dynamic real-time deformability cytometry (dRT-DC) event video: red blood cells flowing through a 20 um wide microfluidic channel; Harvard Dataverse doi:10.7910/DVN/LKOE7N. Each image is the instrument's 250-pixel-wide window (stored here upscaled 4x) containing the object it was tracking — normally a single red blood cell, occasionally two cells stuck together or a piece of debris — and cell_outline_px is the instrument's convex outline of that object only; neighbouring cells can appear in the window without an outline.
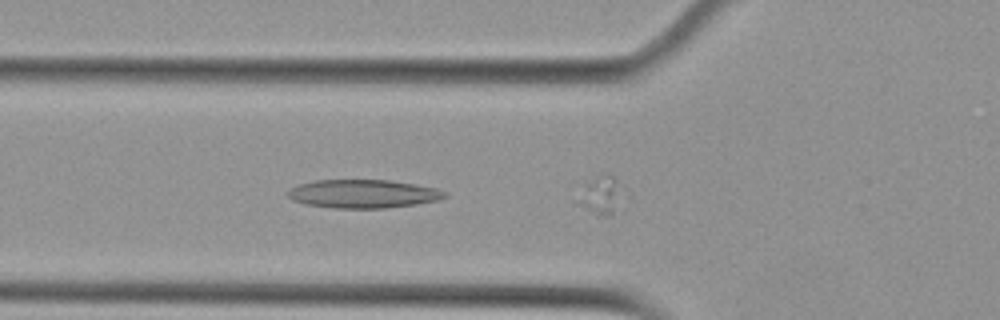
{"species": "Egyptian fruit bat (a non-hibernating species)", "species_latin": "Rousettus aegyptiacus", "temperature_condition": "cold", "stored_images_in_passage": 10, "camera_frame_rate_fps": 3000, "um_per_image_px": 0.085, "animal": {"sex": "female"}, "frame": {"image": 1, "passage_image": 3, "time_ms": 0.667, "image_size_px": [1000, 320], "cell_outline_px": [[448, 196], [436, 200], [416, 204], [384, 208], [336, 208], [304, 204], [292, 200], [288, 196], [288, 192], [292, 188], [300, 184], [316, 180], [388, 180], [416, 184], [436, 188], [448, 192]], "centroid_in_image_um": [30.89, 16.47], "position_along_channel_um": 94.9, "area_um2": 25.89}}
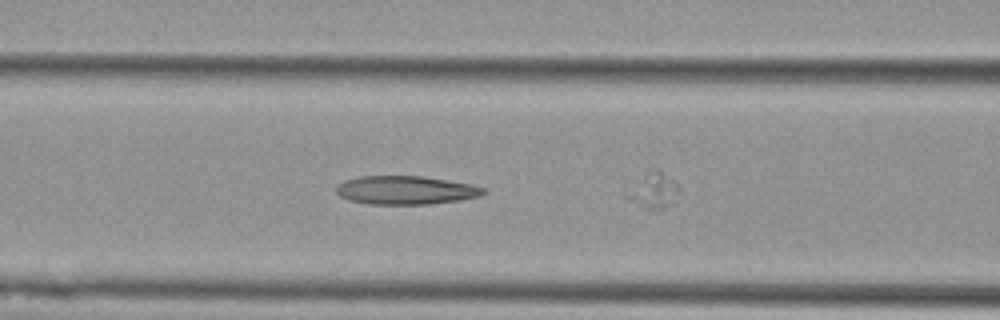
{"frame": {"image": 2, "passage_image": 6, "time_ms": 1.667, "image_size_px": [1000, 320], "cell_outline_px": [[488, 192], [480, 196], [460, 200], [428, 204], [368, 204], [352, 200], [340, 196], [336, 192], [336, 184], [344, 180], [360, 176], [424, 176], [472, 184], [484, 188]], "centroid_in_image_um": [34.5, 16.15], "position_along_channel_um": 132.1, "area_um2": 24.57}}
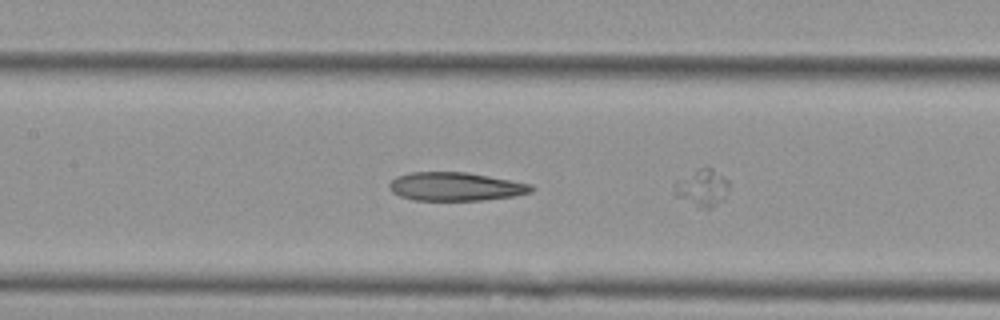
{"frame": {"image": 3, "passage_image": 9, "time_ms": 2.667, "image_size_px": [1000, 320], "cell_outline_px": [[536, 188], [532, 192], [516, 196], [480, 200], [412, 200], [400, 196], [392, 192], [388, 188], [388, 184], [396, 176], [408, 172], [468, 172], [532, 184]], "centroid_in_image_um": [38.72, 15.85], "position_along_channel_um": 168.7, "area_um2": 23.81}}